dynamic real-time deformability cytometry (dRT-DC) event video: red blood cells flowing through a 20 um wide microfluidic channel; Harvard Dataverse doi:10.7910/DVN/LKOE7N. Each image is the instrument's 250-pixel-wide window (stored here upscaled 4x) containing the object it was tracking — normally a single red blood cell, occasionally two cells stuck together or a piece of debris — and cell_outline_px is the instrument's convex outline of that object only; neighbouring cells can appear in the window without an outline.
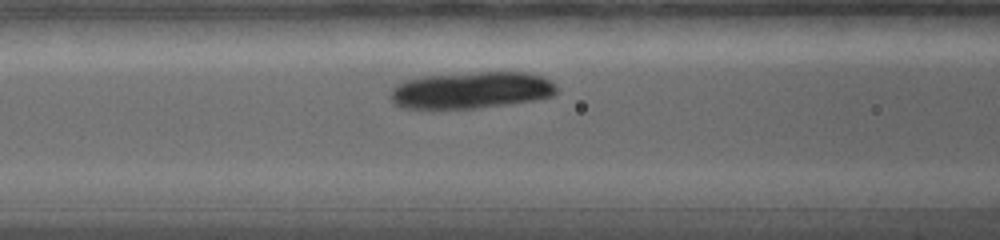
{"species": "common noctule bat (a hibernating species)", "species_latin": "Nyctalus noctula", "temperature_condition": "warm", "stored_images_in_passage": 8, "camera_frame_rate_fps": 5000, "um_per_image_px": 0.085, "animal": {"sex": "female", "body_mass_g": 19.0, "forearm_length_mm": 56.7}, "frame": {"image": 1, "passage_image": 5, "time_ms": 3.0, "image_size_px": [1000, 240], "cell_outline_px": [[556, 92], [552, 96], [532, 100], [508, 104], [476, 108], [408, 108], [392, 104], [392, 88], [396, 84], [404, 80], [424, 76], [480, 72], [524, 72], [544, 76], [556, 84]], "centroid_in_image_um": [40.07, 7.66], "position_along_channel_um": 126.5, "area_um2": 35.43}}